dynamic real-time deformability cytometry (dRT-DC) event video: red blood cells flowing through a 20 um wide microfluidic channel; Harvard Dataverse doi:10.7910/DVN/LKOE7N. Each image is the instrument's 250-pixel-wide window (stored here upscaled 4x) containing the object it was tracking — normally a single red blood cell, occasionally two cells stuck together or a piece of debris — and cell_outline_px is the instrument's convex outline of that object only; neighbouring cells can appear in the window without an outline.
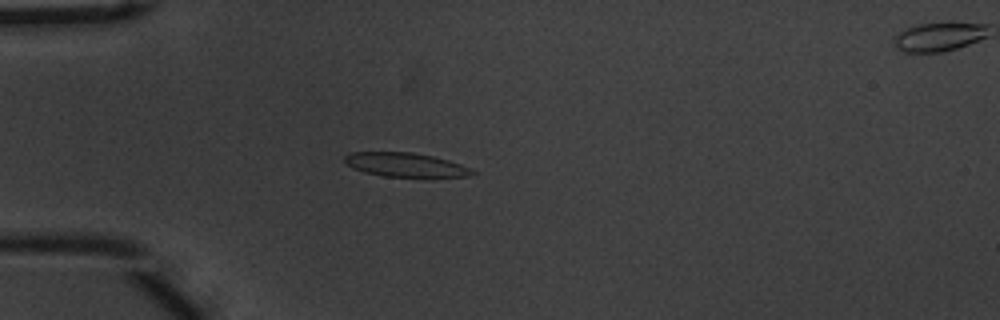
{"species": "common noctule bat (a hibernating species)", "species_latin": "Nyctalus noctula", "temperature_condition": "warm", "stored_images_in_passage": 45, "camera_frame_rate_fps": 3000, "um_per_image_px": 0.085, "animal": {"sex": "male", "body_mass_g": 20.1, "forearm_length_mm": 53.5}, "frame": {"image": 1, "passage_image": 6, "time_ms": 1.667, "image_size_px": [1000, 320], "cell_outline_px": [[476, 172], [468, 176], [384, 176], [364, 172], [352, 168], [344, 160], [344, 156], [352, 152], [412, 152], [432, 156], [448, 160], [460, 164]], "centroid_in_image_um": [34.41, 13.99], "position_along_channel_um": 50.6, "area_um2": 17.46}}
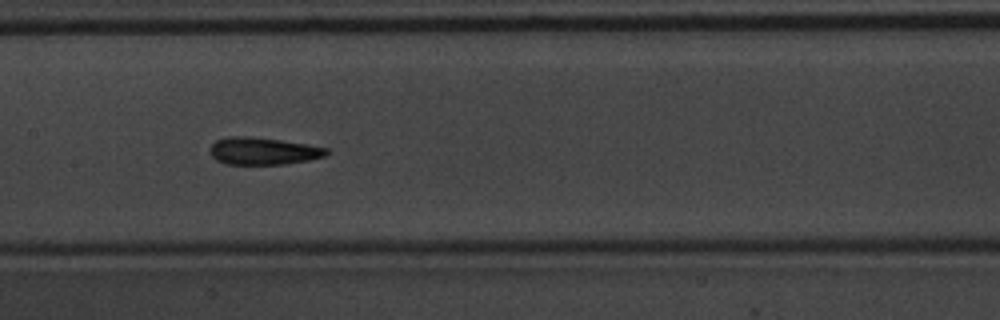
{"frame": {"image": 2, "passage_image": 18, "time_ms": 5.667, "image_size_px": [1000, 320], "cell_outline_px": [[328, 152], [324, 156], [308, 160], [284, 164], [224, 164], [216, 160], [208, 152], [208, 148], [216, 140], [228, 136], [248, 136], [280, 140], [308, 144], [328, 148]], "centroid_in_image_um": [22.31, 12.83], "position_along_channel_um": 185.1, "area_um2": 18.61}}
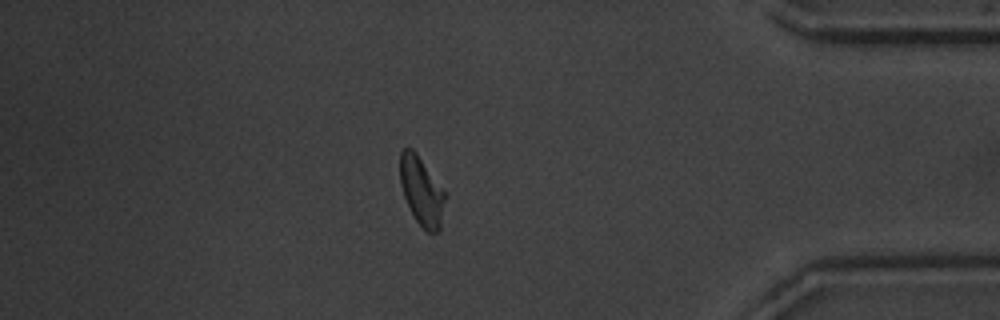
{"frame": {"image": 3, "passage_image": 38, "time_ms": 12.333, "image_size_px": [1000, 320], "cell_outline_px": [[444, 200], [440, 228], [436, 232], [428, 232], [416, 220], [404, 196], [400, 184], [400, 152], [404, 148], [412, 148], [416, 152], [444, 188]], "centroid_in_image_um": [35.82, 16.19], "position_along_channel_um": 399.4, "area_um2": 17.74}, "authors_computed_cell_mechanics": {"area_um2": 18.207, "velocity_mm_per_s": 3.7101, "shape_relaxation_time_tau1_ms": 2.7158, "shape_relaxation_time_tau2_ms": 1.943, "deformation_change_tau1": 0.1494, "deformation_change_tau2": 0.0748}}